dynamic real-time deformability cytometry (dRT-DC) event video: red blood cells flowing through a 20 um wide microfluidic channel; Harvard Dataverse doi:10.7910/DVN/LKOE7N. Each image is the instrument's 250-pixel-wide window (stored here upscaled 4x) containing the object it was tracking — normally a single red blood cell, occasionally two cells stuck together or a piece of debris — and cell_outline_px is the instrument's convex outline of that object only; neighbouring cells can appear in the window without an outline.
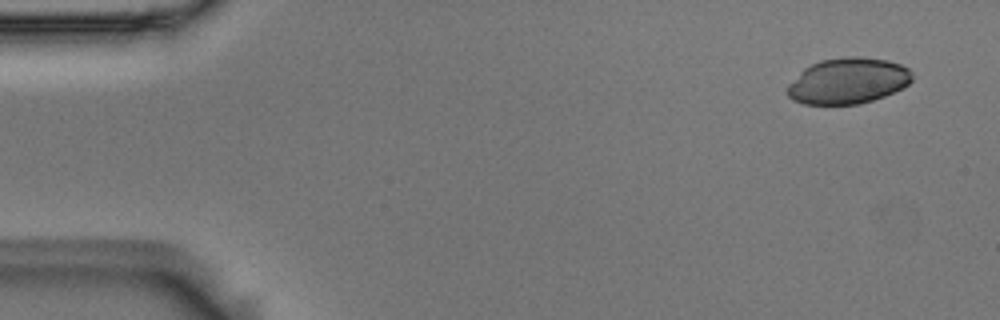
{"species": "Egyptian fruit bat (a non-hibernating species)", "species_latin": "Rousettus aegyptiacus", "temperature_condition": "room temperature", "stored_images_in_passage": 7, "camera_frame_rate_fps": 3000, "um_per_image_px": 0.085, "animal": {"sex": "male"}, "frame": {"image": 1, "passage_image": 1, "time_ms": 0.0, "image_size_px": [1000, 320], "cell_outline_px": [[912, 80], [904, 88], [884, 96], [860, 104], [804, 104], [792, 100], [788, 96], [788, 84], [804, 68], [820, 60], [844, 56], [860, 56], [888, 60], [900, 64], [908, 68], [912, 72]], "centroid_in_image_um": [72.09, 6.87], "position_along_channel_um": 12.9, "area_um2": 33.58}}